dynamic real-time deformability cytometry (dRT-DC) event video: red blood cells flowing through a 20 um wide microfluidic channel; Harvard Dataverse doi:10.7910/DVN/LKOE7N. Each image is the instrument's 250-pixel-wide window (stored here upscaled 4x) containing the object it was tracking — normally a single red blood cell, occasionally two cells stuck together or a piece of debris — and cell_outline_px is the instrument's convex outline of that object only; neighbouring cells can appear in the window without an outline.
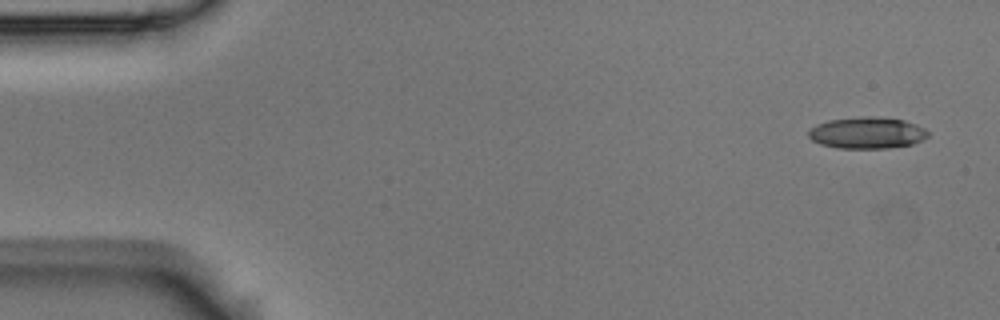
{"species": "Egyptian fruit bat (a non-hibernating species)", "species_latin": "Rousettus aegyptiacus", "temperature_condition": "room temperature", "stored_images_in_passage": 6, "camera_frame_rate_fps": 3000, "um_per_image_px": 0.085, "animal": {"sex": "male"}, "frame": {"image": 1, "passage_image": 1, "time_ms": 0.0, "image_size_px": [1000, 320], "cell_outline_px": [[928, 136], [912, 144], [888, 148], [836, 148], [820, 144], [812, 140], [808, 136], [808, 132], [816, 124], [828, 120], [904, 120], [916, 124], [924, 128], [928, 132]], "centroid_in_image_um": [73.68, 11.36], "position_along_channel_um": 11.3, "area_um2": 20.69}}
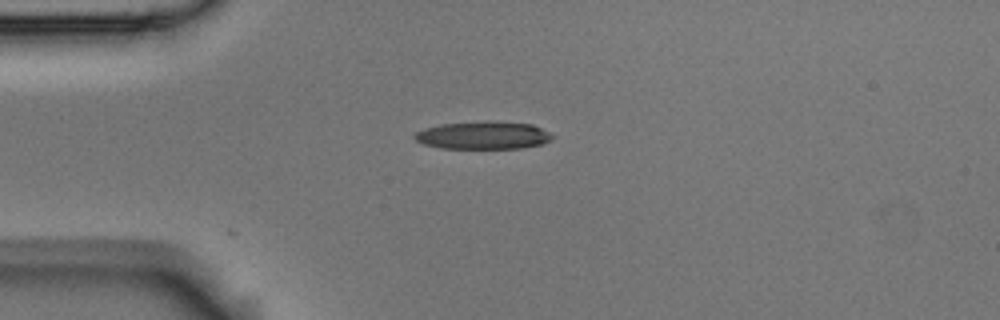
{"frame": {"image": 2, "passage_image": 4, "time_ms": 1.0, "image_size_px": [1000, 320], "cell_outline_px": [[556, 136], [540, 144], [520, 148], [440, 148], [424, 144], [416, 140], [412, 136], [416, 132], [424, 128], [440, 124], [484, 120], [492, 120], [532, 124]], "centroid_in_image_um": [41.04, 11.48], "position_along_channel_um": 44.0, "area_um2": 22.43}}
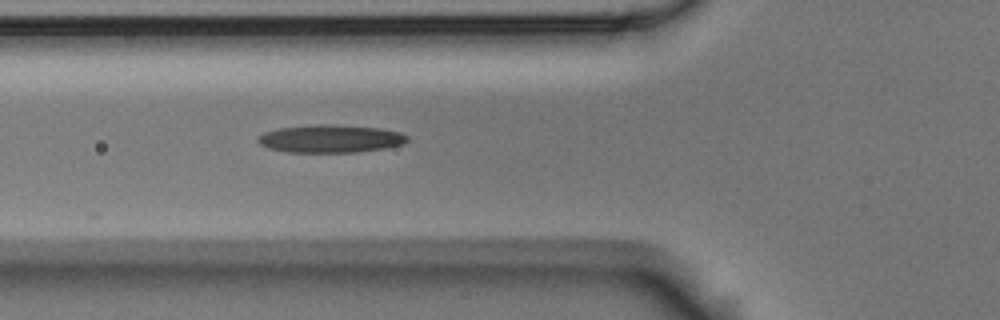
{"frame": {"image": 3, "passage_image": 6, "time_ms": 1.667, "image_size_px": [1000, 320], "cell_outline_px": [[408, 140], [404, 144], [384, 148], [360, 152], [288, 152], [268, 148], [260, 144], [256, 140], [264, 132], [280, 128], [316, 124], [336, 124], [380, 128], [400, 132], [408, 136]], "centroid_in_image_um": [28.11, 11.79], "position_along_channel_um": 97.7, "area_um2": 24.33}}